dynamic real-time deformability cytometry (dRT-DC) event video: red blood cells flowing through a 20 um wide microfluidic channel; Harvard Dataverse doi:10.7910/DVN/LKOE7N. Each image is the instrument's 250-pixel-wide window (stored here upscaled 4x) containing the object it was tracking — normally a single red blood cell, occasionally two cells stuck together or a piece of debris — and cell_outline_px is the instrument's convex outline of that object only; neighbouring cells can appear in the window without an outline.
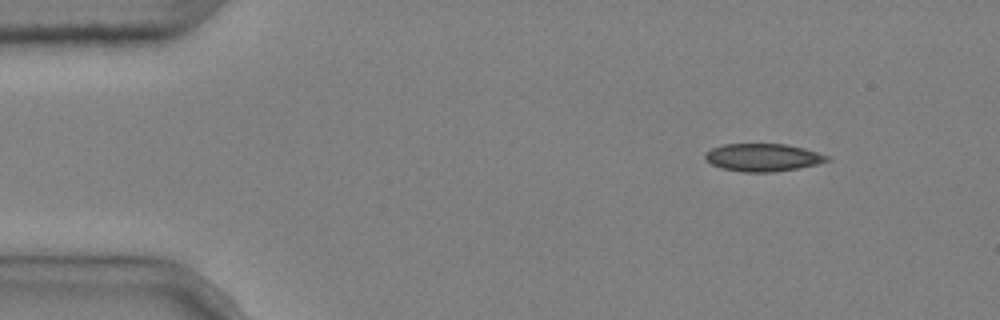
{"species": "common noctule bat (a hibernating species)", "species_latin": "Nyctalus noctula", "temperature_condition": "cold", "stored_images_in_passage": 5, "camera_frame_rate_fps": 3000, "um_per_image_px": 0.085, "animal": {"sex": "male", "body_mass_g": 20.4}, "frame": {"image": 1, "passage_image": 1, "time_ms": 0.0, "image_size_px": [1000, 320], "cell_outline_px": [[832, 160], [800, 168], [768, 172], [744, 172], [724, 168], [712, 164], [704, 156], [712, 148], [724, 144], [784, 144], [804, 148], [828, 156]], "centroid_in_image_um": [64.88, 13.38], "position_along_channel_um": 20.1, "area_um2": 19.36}}
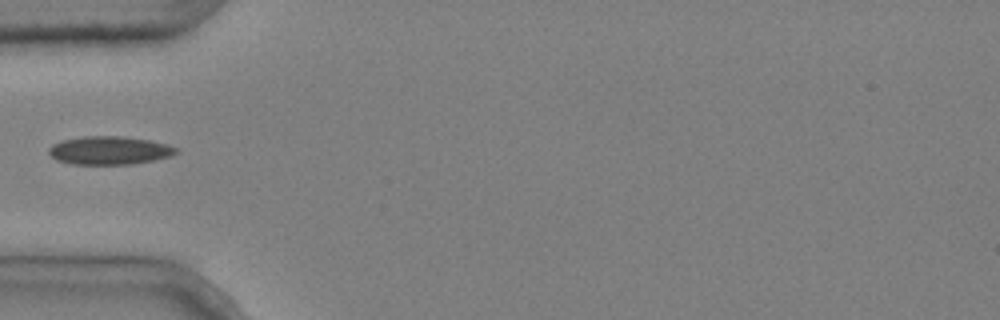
{"frame": {"image": 2, "passage_image": 4, "time_ms": 1.0, "image_size_px": [1000, 320], "cell_outline_px": [[180, 152], [172, 156], [132, 164], [72, 164], [56, 160], [48, 152], [48, 148], [52, 144], [60, 140], [84, 136], [120, 136], [148, 140], [168, 144], [176, 148]], "centroid_in_image_um": [9.28, 12.78], "position_along_channel_um": 75.7, "area_um2": 21.04}}